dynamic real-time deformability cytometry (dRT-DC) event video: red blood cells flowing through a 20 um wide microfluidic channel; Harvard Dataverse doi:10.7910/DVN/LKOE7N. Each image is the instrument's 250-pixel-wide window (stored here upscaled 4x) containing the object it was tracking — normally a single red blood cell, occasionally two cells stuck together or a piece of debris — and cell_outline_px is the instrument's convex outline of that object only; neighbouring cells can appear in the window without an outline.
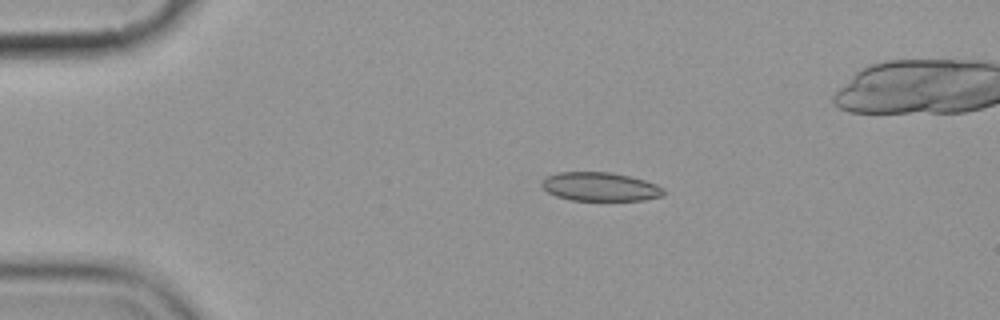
{"species": "common noctule bat (a hibernating species)", "species_latin": "Nyctalus noctula", "temperature_condition": "cold", "stored_images_in_passage": 8, "camera_frame_rate_fps": 3000, "um_per_image_px": 0.085, "animal": {"sex": "female", "body_mass_g": 19.9}, "frame": {"image": 1, "passage_image": 3, "time_ms": 2.333, "image_size_px": [1000, 320], "cell_outline_px": [[664, 196], [644, 200], [572, 200], [556, 196], [548, 192], [540, 184], [548, 176], [556, 172], [612, 172], [644, 180], [656, 184], [664, 188]], "centroid_in_image_um": [51.03, 15.87], "position_along_channel_um": 34.0, "area_um2": 20.35}}
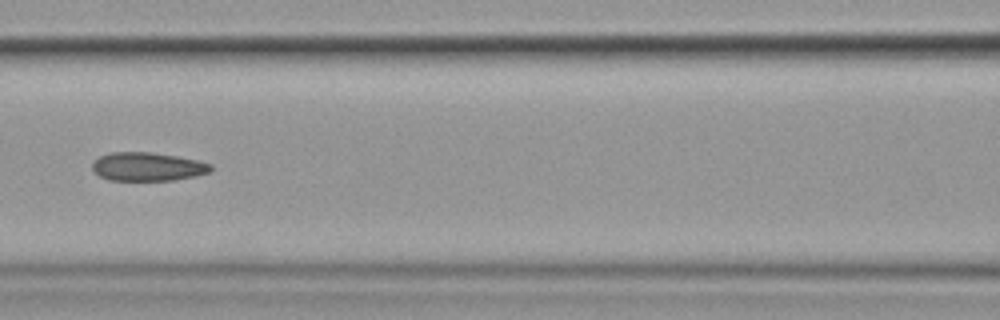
{"frame": {"image": 2, "passage_image": 7, "time_ms": 7.0, "image_size_px": [1000, 320], "cell_outline_px": [[212, 172], [196, 176], [172, 180], [108, 180], [100, 176], [92, 168], [92, 160], [100, 156], [112, 152], [152, 152], [176, 156], [196, 160], [212, 164]], "centroid_in_image_um": [12.55, 14.16], "position_along_channel_um": 154.1, "area_um2": 19.77}}
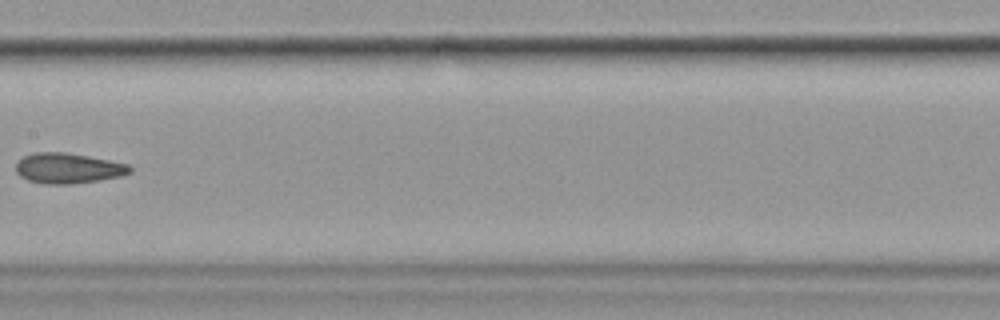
{"frame": {"image": 3, "passage_image": 8, "time_ms": 8.333, "image_size_px": [1000, 320], "cell_outline_px": [[132, 172], [120, 176], [100, 180], [72, 184], [44, 184], [28, 180], [20, 176], [16, 172], [16, 160], [32, 152], [64, 152], [88, 156], [128, 164], [132, 168]], "centroid_in_image_um": [5.75, 14.3], "position_along_channel_um": 201.6, "area_um2": 20.29}}